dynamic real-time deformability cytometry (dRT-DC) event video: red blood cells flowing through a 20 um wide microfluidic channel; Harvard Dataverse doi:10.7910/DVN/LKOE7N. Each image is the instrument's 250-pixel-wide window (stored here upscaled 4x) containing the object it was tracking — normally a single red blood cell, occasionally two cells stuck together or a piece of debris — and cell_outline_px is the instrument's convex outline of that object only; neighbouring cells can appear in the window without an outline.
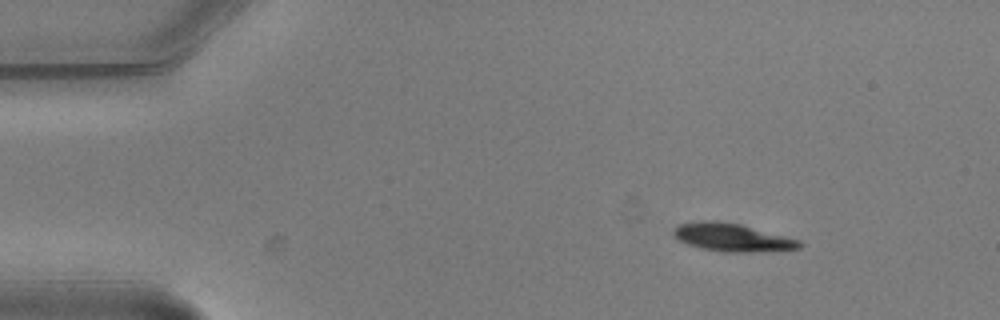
{"species": "common noctule bat (a hibernating species)", "species_latin": "Nyctalus noctula", "temperature_condition": "warm", "stored_images_in_passage": 4, "camera_frame_rate_fps": 3000, "um_per_image_px": 0.085, "animal": {"sex": "male", "body_mass_g": 20.5, "forearm_length_mm": 52.5}, "frame": {"image": 1, "passage_image": 1, "time_ms": 0.0, "image_size_px": [1000, 320], "cell_outline_px": [[804, 244], [800, 248], [752, 252], [724, 252], [700, 248], [688, 244], [672, 236], [672, 232], [680, 224], [700, 220], [716, 220], [740, 224], [800, 240]], "centroid_in_image_um": [62.22, 20.17], "position_along_channel_um": 22.8, "area_um2": 20.46}}
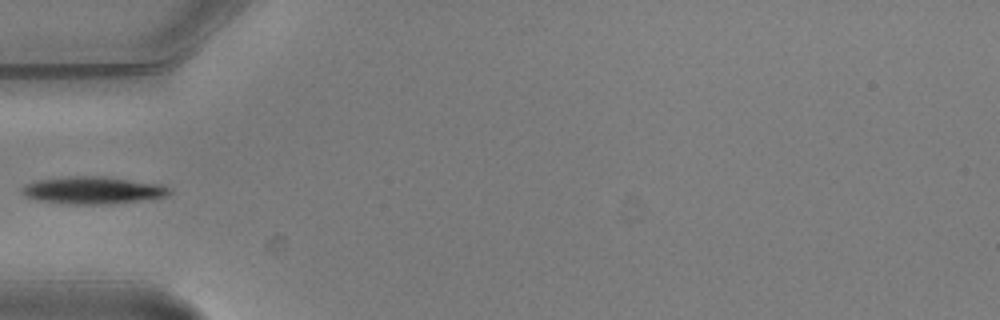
{"frame": {"image": 2, "passage_image": 4, "time_ms": 1.0, "image_size_px": [1000, 320], "cell_outline_px": [[172, 192], [168, 196], [112, 204], [72, 204], [40, 200], [24, 196], [20, 192], [20, 188], [24, 184], [36, 180], [64, 176], [100, 176], [164, 184], [172, 188]], "centroid_in_image_um": [7.9, 16.16], "position_along_channel_um": 77.1, "area_um2": 23.76}}